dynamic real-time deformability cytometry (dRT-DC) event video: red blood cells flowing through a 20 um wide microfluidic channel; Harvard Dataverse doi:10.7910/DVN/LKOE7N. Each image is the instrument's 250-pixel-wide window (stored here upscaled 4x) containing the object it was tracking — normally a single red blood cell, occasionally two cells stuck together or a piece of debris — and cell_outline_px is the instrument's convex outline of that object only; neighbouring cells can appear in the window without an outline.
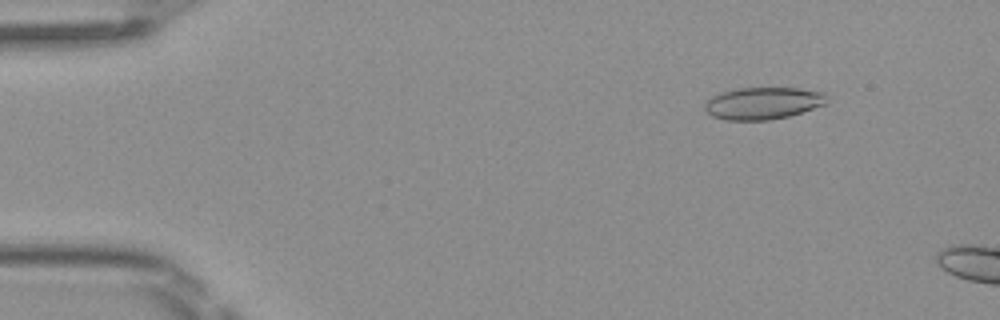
{"species": "Egyptian fruit bat (a non-hibernating species)", "species_latin": "Rousettus aegyptiacus", "temperature_condition": "room temperature", "stored_images_in_passage": 10, "camera_frame_rate_fps": 3000, "um_per_image_px": 0.085, "frame": {"image": 1, "passage_image": 6, "time_ms": 1.667, "image_size_px": [1000, 320], "cell_outline_px": [[828, 104], [788, 116], [768, 120], [724, 120], [712, 116], [704, 112], [704, 104], [712, 96], [720, 92], [740, 88], [796, 88], [824, 92]], "centroid_in_image_um": [64.83, 8.78], "position_along_channel_um": 20.2, "area_um2": 22.95}}